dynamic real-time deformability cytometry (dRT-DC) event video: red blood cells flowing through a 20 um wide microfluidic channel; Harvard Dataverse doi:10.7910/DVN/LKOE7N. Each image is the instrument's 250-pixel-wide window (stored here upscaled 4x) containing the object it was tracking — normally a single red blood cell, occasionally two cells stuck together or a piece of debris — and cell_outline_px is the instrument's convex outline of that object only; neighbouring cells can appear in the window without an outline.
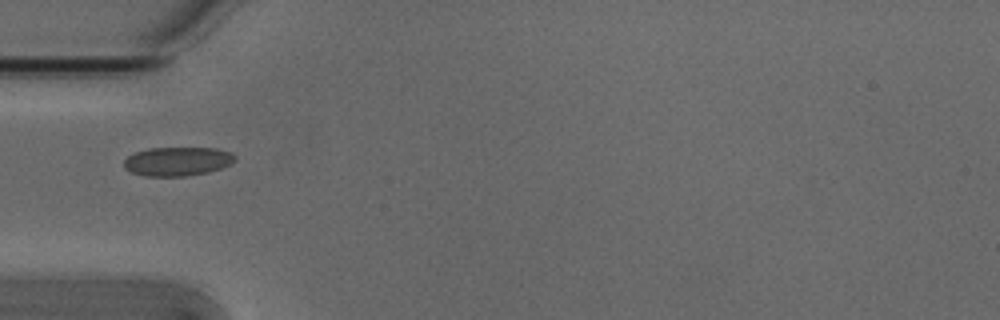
{"species": "Egyptian fruit bat (a non-hibernating species)", "species_latin": "Rousettus aegyptiacus", "temperature_condition": "cold", "stored_images_in_passage": 4, "camera_frame_rate_fps": 3000, "um_per_image_px": 0.085, "animal": {"sex": "male"}, "frame": {"image": 1, "passage_image": 1, "time_ms": 0.0, "image_size_px": [1000, 320], "cell_outline_px": [[236, 160], [220, 168], [208, 172], [184, 176], [144, 176], [132, 172], [124, 168], [124, 160], [128, 156], [136, 152], [148, 148], [216, 148], [232, 152], [236, 156]], "centroid_in_image_um": [15.08, 13.71], "position_along_channel_um": 69.9, "area_um2": 18.67}}
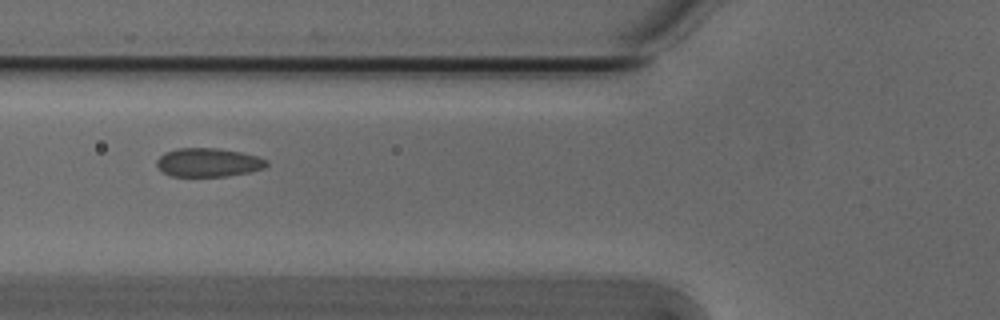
{"frame": {"image": 2, "passage_image": 2, "time_ms": 0.333, "image_size_px": [1000, 320], "cell_outline_px": [[268, 164], [264, 168], [248, 172], [228, 176], [172, 176], [164, 172], [156, 164], [156, 160], [164, 152], [176, 148], [216, 148], [240, 152], [260, 156], [268, 160]], "centroid_in_image_um": [17.72, 13.8], "position_along_channel_um": 108.1, "area_um2": 18.38}}
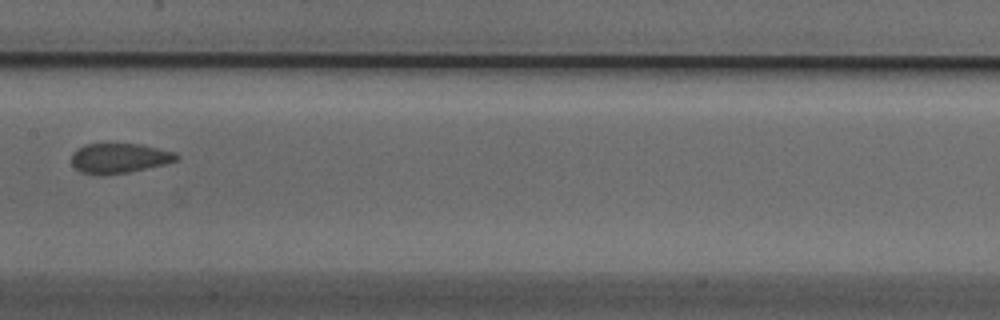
{"frame": {"image": 3, "passage_image": 4, "time_ms": 1.0, "image_size_px": [1000, 320], "cell_outline_px": [[180, 160], [164, 164], [128, 172], [100, 176], [80, 172], [72, 164], [72, 152], [76, 148], [84, 144], [140, 144], [176, 152], [180, 156]], "centroid_in_image_um": [10.13, 13.45], "position_along_channel_um": 197.3, "area_um2": 18.5}}